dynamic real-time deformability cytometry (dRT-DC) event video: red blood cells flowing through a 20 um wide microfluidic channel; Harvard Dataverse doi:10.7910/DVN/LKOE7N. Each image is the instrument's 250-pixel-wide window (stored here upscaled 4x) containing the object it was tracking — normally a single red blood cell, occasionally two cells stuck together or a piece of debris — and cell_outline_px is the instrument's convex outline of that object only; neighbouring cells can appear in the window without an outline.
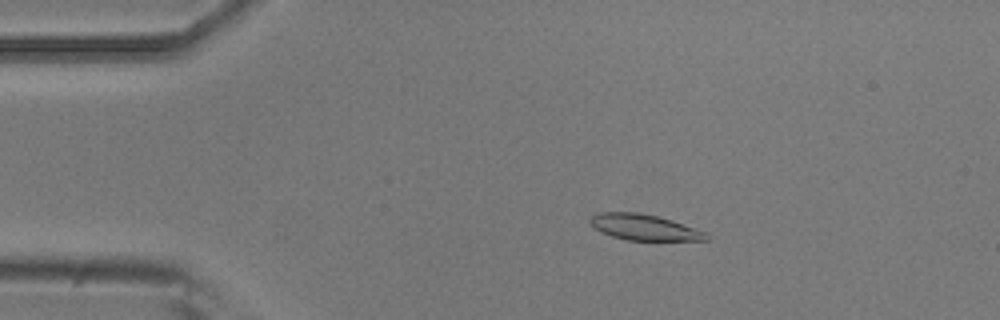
{"species": "common noctule bat (a hibernating species)", "species_latin": "Nyctalus noctula", "temperature_condition": "room temperature", "stored_images_in_passage": 6, "camera_frame_rate_fps": 3000, "um_per_image_px": 0.085, "animal": {"sex": "male", "body_mass_g": 20.5, "forearm_length_mm": 52.5}, "frame": {"image": 1, "passage_image": 3, "time_ms": 0.667, "image_size_px": [1000, 320], "cell_outline_px": [[708, 240], [624, 240], [612, 236], [596, 228], [588, 220], [596, 212], [640, 212], [672, 220], [704, 232], [708, 236]], "centroid_in_image_um": [54.72, 19.31], "position_along_channel_um": 30.3, "area_um2": 17.22}}
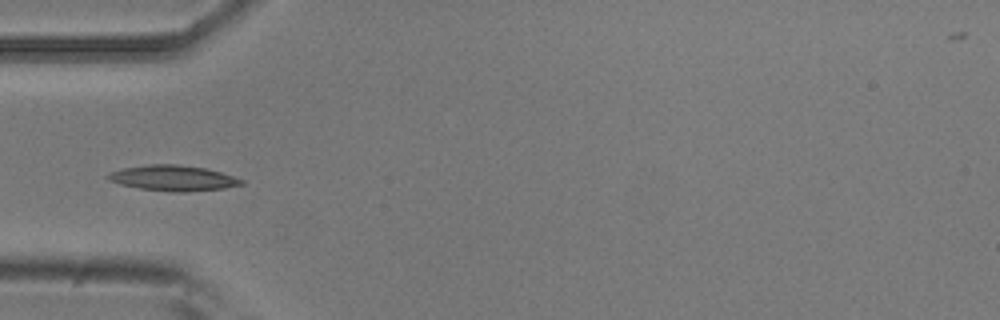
{"frame": {"image": 2, "passage_image": 5, "time_ms": 1.333, "image_size_px": [1000, 320], "cell_outline_px": [[244, 184], [224, 188], [184, 192], [172, 192], [140, 188], [120, 184], [108, 180], [104, 176], [112, 172], [124, 168], [148, 164], [176, 164], [204, 168], [220, 172], [244, 180]], "centroid_in_image_um": [14.7, 15.14], "position_along_channel_um": 70.3, "area_um2": 19.65}}
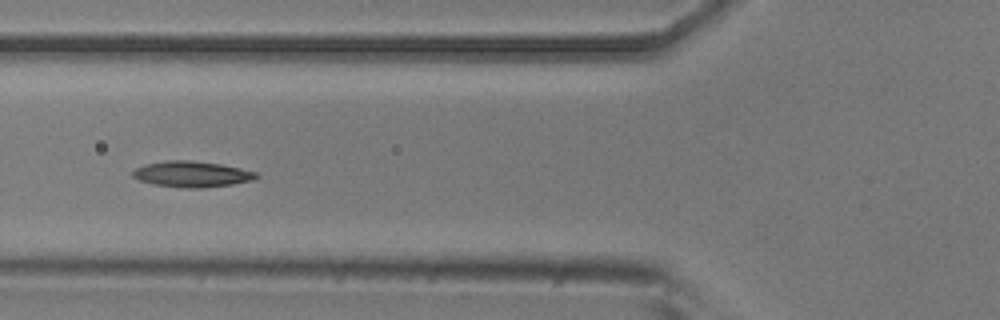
{"frame": {"image": 3, "passage_image": 6, "time_ms": 1.667, "image_size_px": [1000, 320], "cell_outline_px": [[260, 176], [252, 180], [232, 184], [204, 188], [184, 188], [156, 184], [140, 180], [132, 176], [132, 172], [136, 168], [148, 164], [168, 160], [188, 160], [220, 164], [240, 168], [256, 172]], "centroid_in_image_um": [16.34, 14.8], "position_along_channel_um": 109.5, "area_um2": 18.38}}